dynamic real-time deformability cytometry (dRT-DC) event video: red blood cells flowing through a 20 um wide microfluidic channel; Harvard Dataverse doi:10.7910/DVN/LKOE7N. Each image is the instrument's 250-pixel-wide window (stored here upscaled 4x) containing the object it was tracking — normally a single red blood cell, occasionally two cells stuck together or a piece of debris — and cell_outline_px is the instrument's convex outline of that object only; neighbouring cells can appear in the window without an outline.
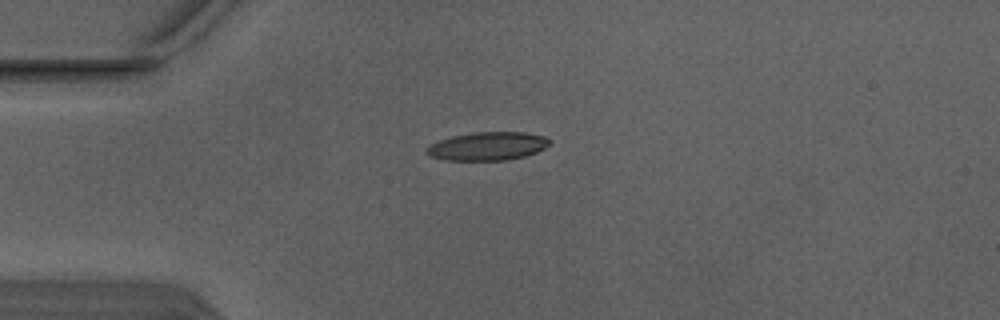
{"species": "Egyptian fruit bat (a non-hibernating species)", "species_latin": "Rousettus aegyptiacus", "temperature_condition": "warm", "stored_images_in_passage": 2, "camera_frame_rate_fps": 3000, "um_per_image_px": 0.085, "animal": {"sex": "male"}, "frame": {"image": 1, "passage_image": 1, "time_ms": 0.0, "image_size_px": [1000, 320], "cell_outline_px": [[552, 140], [544, 148], [536, 152], [524, 156], [508, 160], [444, 160], [432, 156], [424, 152], [424, 148], [440, 140], [452, 136], [476, 132], [524, 132], [544, 136]], "centroid_in_image_um": [41.44, 12.42], "position_along_channel_um": 43.6, "area_um2": 20.23}}